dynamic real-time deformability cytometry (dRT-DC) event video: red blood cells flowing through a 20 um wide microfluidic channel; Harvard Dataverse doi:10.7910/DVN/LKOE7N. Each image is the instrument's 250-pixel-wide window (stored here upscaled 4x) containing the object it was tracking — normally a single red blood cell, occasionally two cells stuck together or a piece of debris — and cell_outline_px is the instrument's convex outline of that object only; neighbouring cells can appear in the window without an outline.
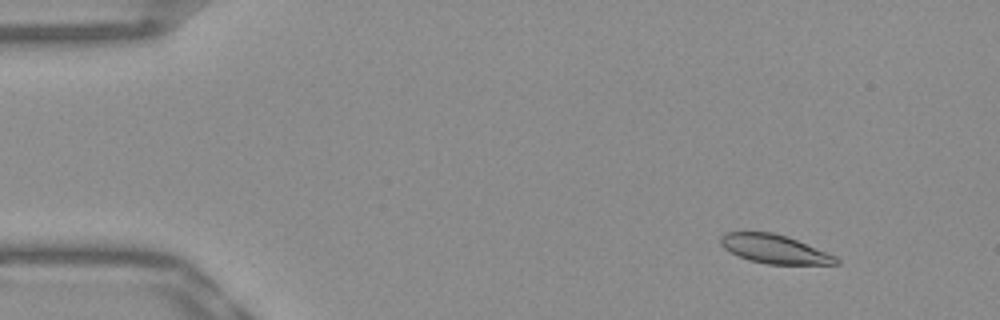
{"species": "Egyptian fruit bat (a non-hibernating species)", "species_latin": "Rousettus aegyptiacus", "temperature_condition": "warm", "stored_images_in_passage": 52, "camera_frame_rate_fps": 3000, "um_per_image_px": 0.085, "frame": {"image": 1, "passage_image": 5, "time_ms": 1.333, "image_size_px": [1000, 320], "cell_outline_px": [[840, 264], [768, 264], [748, 260], [724, 248], [720, 244], [720, 236], [724, 232], [772, 232], [796, 240], [836, 256], [840, 260]], "centroid_in_image_um": [65.81, 21.17], "position_along_channel_um": 19.2, "area_um2": 19.07}}
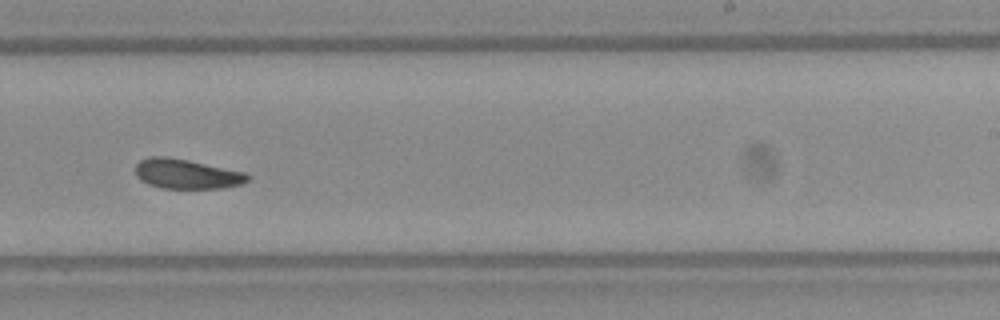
{"frame": {"image": 2, "passage_image": 32, "time_ms": 10.333, "image_size_px": [1000, 320], "cell_outline_px": [[252, 176], [244, 184], [224, 188], [164, 188], [148, 184], [140, 180], [136, 176], [136, 164], [140, 160], [148, 156], [164, 156], [188, 160], [248, 172]], "centroid_in_image_um": [15.91, 14.78], "position_along_channel_um": 273.1, "area_um2": 19.71}}
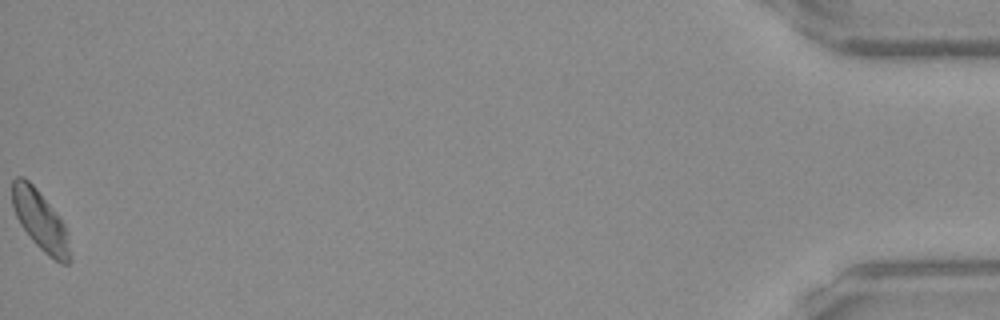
{"frame": {"image": 3, "passage_image": 52, "time_ms": 17.0, "image_size_px": [1000, 320], "cell_outline_px": [[72, 260], [68, 264], [60, 264], [48, 256], [32, 240], [20, 224], [16, 216], [12, 204], [12, 180], [16, 176], [24, 176], [36, 188], [64, 224], [68, 232]], "centroid_in_image_um": [3.44, 18.78], "position_along_channel_um": 431.8, "area_um2": 20.11}, "authors_computed_cell_mechanics": {"area_um2": 19.8543, "velocity_mm_per_s": 3.872, "shape_relaxation_time_tau1_ms": null, "shape_relaxation_time_tau2_ms": 8.9606, "deformation_change_tau1": null, "deformation_change_tau2": 0.1418}}